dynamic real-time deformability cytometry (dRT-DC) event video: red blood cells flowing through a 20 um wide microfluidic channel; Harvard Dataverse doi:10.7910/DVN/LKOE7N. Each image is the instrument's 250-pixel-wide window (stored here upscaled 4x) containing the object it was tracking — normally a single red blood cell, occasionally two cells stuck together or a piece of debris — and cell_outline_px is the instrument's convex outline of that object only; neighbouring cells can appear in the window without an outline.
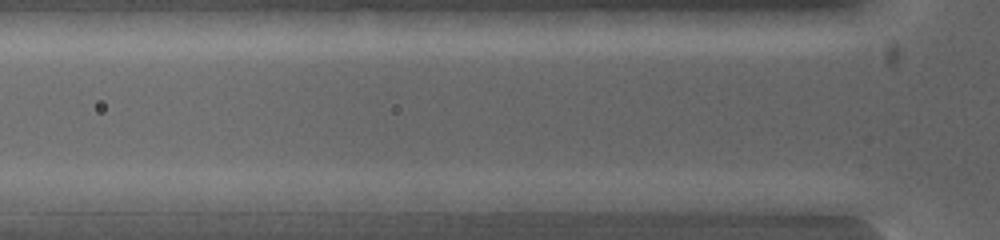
{"species": "common noctule bat (a hibernating species)", "species_latin": "Nyctalus noctula", "temperature_condition": "warm", "stored_images_in_passage": 4, "camera_frame_rate_fps": 5000, "um_per_image_px": 0.085, "animal": {"sex": "female", "body_mass_g": 19.0, "forearm_length_mm": 53.3}, "frame": {"image": 1, "passage_image": 4, "time_ms": 1.2, "image_size_px": [1000, 240], "cell_outline_px": [[612, 204], [608, 212], [496, 212], [496, 200], [508, 192], [584, 192], [612, 200]], "centroid_in_image_um": [46.94, 17.21], "position_along_channel_um": 78.9, "area_um2": 15.49}}